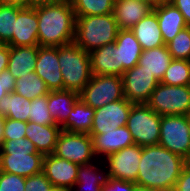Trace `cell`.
<instances>
[{
    "instance_id": "6da1fadb",
    "label": "cell",
    "mask_w": 190,
    "mask_h": 191,
    "mask_svg": "<svg viewBox=\"0 0 190 191\" xmlns=\"http://www.w3.org/2000/svg\"><path fill=\"white\" fill-rule=\"evenodd\" d=\"M187 163L183 157L159 144L144 146L135 184L153 191L172 190Z\"/></svg>"
},
{
    "instance_id": "7a4b0ae2",
    "label": "cell",
    "mask_w": 190,
    "mask_h": 191,
    "mask_svg": "<svg viewBox=\"0 0 190 191\" xmlns=\"http://www.w3.org/2000/svg\"><path fill=\"white\" fill-rule=\"evenodd\" d=\"M38 46L58 47L74 42L76 16L71 2L38 3Z\"/></svg>"
},
{
    "instance_id": "3957f363",
    "label": "cell",
    "mask_w": 190,
    "mask_h": 191,
    "mask_svg": "<svg viewBox=\"0 0 190 191\" xmlns=\"http://www.w3.org/2000/svg\"><path fill=\"white\" fill-rule=\"evenodd\" d=\"M44 155L25 138L3 140L0 146V171L22 177L43 172Z\"/></svg>"
},
{
    "instance_id": "277c9868",
    "label": "cell",
    "mask_w": 190,
    "mask_h": 191,
    "mask_svg": "<svg viewBox=\"0 0 190 191\" xmlns=\"http://www.w3.org/2000/svg\"><path fill=\"white\" fill-rule=\"evenodd\" d=\"M113 13L76 16L74 43L88 53L115 42L119 33Z\"/></svg>"
},
{
    "instance_id": "5b68a950",
    "label": "cell",
    "mask_w": 190,
    "mask_h": 191,
    "mask_svg": "<svg viewBox=\"0 0 190 191\" xmlns=\"http://www.w3.org/2000/svg\"><path fill=\"white\" fill-rule=\"evenodd\" d=\"M63 90L80 93L92 77L90 55L74 42L58 46Z\"/></svg>"
},
{
    "instance_id": "8992f818",
    "label": "cell",
    "mask_w": 190,
    "mask_h": 191,
    "mask_svg": "<svg viewBox=\"0 0 190 191\" xmlns=\"http://www.w3.org/2000/svg\"><path fill=\"white\" fill-rule=\"evenodd\" d=\"M161 116L146 103L133 104L126 122L135 144L144 147L158 145Z\"/></svg>"
},
{
    "instance_id": "52a82bcc",
    "label": "cell",
    "mask_w": 190,
    "mask_h": 191,
    "mask_svg": "<svg viewBox=\"0 0 190 191\" xmlns=\"http://www.w3.org/2000/svg\"><path fill=\"white\" fill-rule=\"evenodd\" d=\"M146 104L160 116L187 115L190 110V89L188 86L159 82Z\"/></svg>"
},
{
    "instance_id": "ba28073f",
    "label": "cell",
    "mask_w": 190,
    "mask_h": 191,
    "mask_svg": "<svg viewBox=\"0 0 190 191\" xmlns=\"http://www.w3.org/2000/svg\"><path fill=\"white\" fill-rule=\"evenodd\" d=\"M79 98L93 109L125 98L121 76L92 75Z\"/></svg>"
},
{
    "instance_id": "9c48e42d",
    "label": "cell",
    "mask_w": 190,
    "mask_h": 191,
    "mask_svg": "<svg viewBox=\"0 0 190 191\" xmlns=\"http://www.w3.org/2000/svg\"><path fill=\"white\" fill-rule=\"evenodd\" d=\"M159 145L190 162V123L187 115L161 116Z\"/></svg>"
},
{
    "instance_id": "30bf717a",
    "label": "cell",
    "mask_w": 190,
    "mask_h": 191,
    "mask_svg": "<svg viewBox=\"0 0 190 191\" xmlns=\"http://www.w3.org/2000/svg\"><path fill=\"white\" fill-rule=\"evenodd\" d=\"M53 154L79 165L88 164L97 159L93 152L92 137L88 133L65 130L59 133Z\"/></svg>"
},
{
    "instance_id": "8fae6325",
    "label": "cell",
    "mask_w": 190,
    "mask_h": 191,
    "mask_svg": "<svg viewBox=\"0 0 190 191\" xmlns=\"http://www.w3.org/2000/svg\"><path fill=\"white\" fill-rule=\"evenodd\" d=\"M142 147L133 144L107 156L104 164L108 178L136 182Z\"/></svg>"
},
{
    "instance_id": "7c38bea8",
    "label": "cell",
    "mask_w": 190,
    "mask_h": 191,
    "mask_svg": "<svg viewBox=\"0 0 190 191\" xmlns=\"http://www.w3.org/2000/svg\"><path fill=\"white\" fill-rule=\"evenodd\" d=\"M133 104L127 98H123L95 109L89 135L93 137L95 134L110 132L120 126H126Z\"/></svg>"
},
{
    "instance_id": "4fadbf2b",
    "label": "cell",
    "mask_w": 190,
    "mask_h": 191,
    "mask_svg": "<svg viewBox=\"0 0 190 191\" xmlns=\"http://www.w3.org/2000/svg\"><path fill=\"white\" fill-rule=\"evenodd\" d=\"M122 78L124 96L134 104L146 103L159 81L138 64L125 71Z\"/></svg>"
},
{
    "instance_id": "5bb4252c",
    "label": "cell",
    "mask_w": 190,
    "mask_h": 191,
    "mask_svg": "<svg viewBox=\"0 0 190 191\" xmlns=\"http://www.w3.org/2000/svg\"><path fill=\"white\" fill-rule=\"evenodd\" d=\"M79 164L57 157L44 155L43 173L57 190L69 191L77 181Z\"/></svg>"
},
{
    "instance_id": "9a60e30c",
    "label": "cell",
    "mask_w": 190,
    "mask_h": 191,
    "mask_svg": "<svg viewBox=\"0 0 190 191\" xmlns=\"http://www.w3.org/2000/svg\"><path fill=\"white\" fill-rule=\"evenodd\" d=\"M34 72L45 82L50 91L63 90V78L58 62V47L38 46Z\"/></svg>"
},
{
    "instance_id": "2e32d148",
    "label": "cell",
    "mask_w": 190,
    "mask_h": 191,
    "mask_svg": "<svg viewBox=\"0 0 190 191\" xmlns=\"http://www.w3.org/2000/svg\"><path fill=\"white\" fill-rule=\"evenodd\" d=\"M9 46L38 45L37 5L21 7L17 12L12 41Z\"/></svg>"
},
{
    "instance_id": "e0dca14e",
    "label": "cell",
    "mask_w": 190,
    "mask_h": 191,
    "mask_svg": "<svg viewBox=\"0 0 190 191\" xmlns=\"http://www.w3.org/2000/svg\"><path fill=\"white\" fill-rule=\"evenodd\" d=\"M93 152L97 159H105L117 151L135 144L127 126H120L110 132L92 137Z\"/></svg>"
},
{
    "instance_id": "ac0fdd59",
    "label": "cell",
    "mask_w": 190,
    "mask_h": 191,
    "mask_svg": "<svg viewBox=\"0 0 190 191\" xmlns=\"http://www.w3.org/2000/svg\"><path fill=\"white\" fill-rule=\"evenodd\" d=\"M108 175L103 159L79 165L77 181L69 191H101Z\"/></svg>"
},
{
    "instance_id": "d6986e66",
    "label": "cell",
    "mask_w": 190,
    "mask_h": 191,
    "mask_svg": "<svg viewBox=\"0 0 190 191\" xmlns=\"http://www.w3.org/2000/svg\"><path fill=\"white\" fill-rule=\"evenodd\" d=\"M89 55L92 75H123L119 64V47L115 42L101 46Z\"/></svg>"
},
{
    "instance_id": "ffe728a7",
    "label": "cell",
    "mask_w": 190,
    "mask_h": 191,
    "mask_svg": "<svg viewBox=\"0 0 190 191\" xmlns=\"http://www.w3.org/2000/svg\"><path fill=\"white\" fill-rule=\"evenodd\" d=\"M153 11L149 3L132 0H119L114 2L113 15L120 30L131 29L142 18Z\"/></svg>"
},
{
    "instance_id": "44dd1931",
    "label": "cell",
    "mask_w": 190,
    "mask_h": 191,
    "mask_svg": "<svg viewBox=\"0 0 190 191\" xmlns=\"http://www.w3.org/2000/svg\"><path fill=\"white\" fill-rule=\"evenodd\" d=\"M25 132V137L34 143L39 153L49 155L55 152L61 127L58 124L40 125L35 122L28 121Z\"/></svg>"
},
{
    "instance_id": "7402d4cb",
    "label": "cell",
    "mask_w": 190,
    "mask_h": 191,
    "mask_svg": "<svg viewBox=\"0 0 190 191\" xmlns=\"http://www.w3.org/2000/svg\"><path fill=\"white\" fill-rule=\"evenodd\" d=\"M159 29L165 45L169 43L181 30L188 27L184 16L172 4L154 6Z\"/></svg>"
},
{
    "instance_id": "603a6c76",
    "label": "cell",
    "mask_w": 190,
    "mask_h": 191,
    "mask_svg": "<svg viewBox=\"0 0 190 191\" xmlns=\"http://www.w3.org/2000/svg\"><path fill=\"white\" fill-rule=\"evenodd\" d=\"M38 45L10 46L7 69L17 79L34 72Z\"/></svg>"
},
{
    "instance_id": "cb8c5ba5",
    "label": "cell",
    "mask_w": 190,
    "mask_h": 191,
    "mask_svg": "<svg viewBox=\"0 0 190 191\" xmlns=\"http://www.w3.org/2000/svg\"><path fill=\"white\" fill-rule=\"evenodd\" d=\"M142 50L158 48L165 45L159 29L158 18L153 10L131 28Z\"/></svg>"
},
{
    "instance_id": "d4e9b609",
    "label": "cell",
    "mask_w": 190,
    "mask_h": 191,
    "mask_svg": "<svg viewBox=\"0 0 190 191\" xmlns=\"http://www.w3.org/2000/svg\"><path fill=\"white\" fill-rule=\"evenodd\" d=\"M115 45L119 47V64L123 72L138 64L143 50L131 29L119 30Z\"/></svg>"
},
{
    "instance_id": "484cf974",
    "label": "cell",
    "mask_w": 190,
    "mask_h": 191,
    "mask_svg": "<svg viewBox=\"0 0 190 191\" xmlns=\"http://www.w3.org/2000/svg\"><path fill=\"white\" fill-rule=\"evenodd\" d=\"M79 99V93L70 90L50 91L47 95L49 112L58 125H62Z\"/></svg>"
},
{
    "instance_id": "4316f807",
    "label": "cell",
    "mask_w": 190,
    "mask_h": 191,
    "mask_svg": "<svg viewBox=\"0 0 190 191\" xmlns=\"http://www.w3.org/2000/svg\"><path fill=\"white\" fill-rule=\"evenodd\" d=\"M173 60L166 45L158 48L143 50L138 65L143 67L150 74L161 82L166 69Z\"/></svg>"
},
{
    "instance_id": "83f0119b",
    "label": "cell",
    "mask_w": 190,
    "mask_h": 191,
    "mask_svg": "<svg viewBox=\"0 0 190 191\" xmlns=\"http://www.w3.org/2000/svg\"><path fill=\"white\" fill-rule=\"evenodd\" d=\"M95 109L89 107L80 98L74 104L66 121L60 126L61 130L77 133H90Z\"/></svg>"
},
{
    "instance_id": "f1b7e54d",
    "label": "cell",
    "mask_w": 190,
    "mask_h": 191,
    "mask_svg": "<svg viewBox=\"0 0 190 191\" xmlns=\"http://www.w3.org/2000/svg\"><path fill=\"white\" fill-rule=\"evenodd\" d=\"M31 100L11 92L0 100V116L28 122Z\"/></svg>"
},
{
    "instance_id": "f546056e",
    "label": "cell",
    "mask_w": 190,
    "mask_h": 191,
    "mask_svg": "<svg viewBox=\"0 0 190 191\" xmlns=\"http://www.w3.org/2000/svg\"><path fill=\"white\" fill-rule=\"evenodd\" d=\"M14 92L29 100H34L48 95L50 90L45 82L35 72H32L16 79Z\"/></svg>"
},
{
    "instance_id": "4dcf8cb0",
    "label": "cell",
    "mask_w": 190,
    "mask_h": 191,
    "mask_svg": "<svg viewBox=\"0 0 190 191\" xmlns=\"http://www.w3.org/2000/svg\"><path fill=\"white\" fill-rule=\"evenodd\" d=\"M189 78L190 61L173 59L160 83L171 86H188Z\"/></svg>"
},
{
    "instance_id": "1f68e13d",
    "label": "cell",
    "mask_w": 190,
    "mask_h": 191,
    "mask_svg": "<svg viewBox=\"0 0 190 191\" xmlns=\"http://www.w3.org/2000/svg\"><path fill=\"white\" fill-rule=\"evenodd\" d=\"M75 16L106 15L113 13V0H71Z\"/></svg>"
},
{
    "instance_id": "d6a6232c",
    "label": "cell",
    "mask_w": 190,
    "mask_h": 191,
    "mask_svg": "<svg viewBox=\"0 0 190 191\" xmlns=\"http://www.w3.org/2000/svg\"><path fill=\"white\" fill-rule=\"evenodd\" d=\"M21 7L9 3H0V43L9 44L13 38L17 12Z\"/></svg>"
},
{
    "instance_id": "836d02e7",
    "label": "cell",
    "mask_w": 190,
    "mask_h": 191,
    "mask_svg": "<svg viewBox=\"0 0 190 191\" xmlns=\"http://www.w3.org/2000/svg\"><path fill=\"white\" fill-rule=\"evenodd\" d=\"M166 46L173 59L190 61V27L181 30Z\"/></svg>"
},
{
    "instance_id": "e575fe53",
    "label": "cell",
    "mask_w": 190,
    "mask_h": 191,
    "mask_svg": "<svg viewBox=\"0 0 190 191\" xmlns=\"http://www.w3.org/2000/svg\"><path fill=\"white\" fill-rule=\"evenodd\" d=\"M29 121L35 122L40 125H54L56 122L53 120L47 103V95L37 97L31 100Z\"/></svg>"
},
{
    "instance_id": "d590c367",
    "label": "cell",
    "mask_w": 190,
    "mask_h": 191,
    "mask_svg": "<svg viewBox=\"0 0 190 191\" xmlns=\"http://www.w3.org/2000/svg\"><path fill=\"white\" fill-rule=\"evenodd\" d=\"M27 122L4 118L3 140L25 138Z\"/></svg>"
},
{
    "instance_id": "8d00e7d4",
    "label": "cell",
    "mask_w": 190,
    "mask_h": 191,
    "mask_svg": "<svg viewBox=\"0 0 190 191\" xmlns=\"http://www.w3.org/2000/svg\"><path fill=\"white\" fill-rule=\"evenodd\" d=\"M25 177L0 171V191H25Z\"/></svg>"
},
{
    "instance_id": "74e56055",
    "label": "cell",
    "mask_w": 190,
    "mask_h": 191,
    "mask_svg": "<svg viewBox=\"0 0 190 191\" xmlns=\"http://www.w3.org/2000/svg\"><path fill=\"white\" fill-rule=\"evenodd\" d=\"M25 191H57L43 172L25 179Z\"/></svg>"
},
{
    "instance_id": "f35d334b",
    "label": "cell",
    "mask_w": 190,
    "mask_h": 191,
    "mask_svg": "<svg viewBox=\"0 0 190 191\" xmlns=\"http://www.w3.org/2000/svg\"><path fill=\"white\" fill-rule=\"evenodd\" d=\"M16 78L5 69L0 74V100L8 93L14 92Z\"/></svg>"
},
{
    "instance_id": "ab89813d",
    "label": "cell",
    "mask_w": 190,
    "mask_h": 191,
    "mask_svg": "<svg viewBox=\"0 0 190 191\" xmlns=\"http://www.w3.org/2000/svg\"><path fill=\"white\" fill-rule=\"evenodd\" d=\"M135 183L108 178L101 191H132Z\"/></svg>"
},
{
    "instance_id": "60d3db41",
    "label": "cell",
    "mask_w": 190,
    "mask_h": 191,
    "mask_svg": "<svg viewBox=\"0 0 190 191\" xmlns=\"http://www.w3.org/2000/svg\"><path fill=\"white\" fill-rule=\"evenodd\" d=\"M175 191H190V162H188L178 178L175 188Z\"/></svg>"
},
{
    "instance_id": "b9f144b4",
    "label": "cell",
    "mask_w": 190,
    "mask_h": 191,
    "mask_svg": "<svg viewBox=\"0 0 190 191\" xmlns=\"http://www.w3.org/2000/svg\"><path fill=\"white\" fill-rule=\"evenodd\" d=\"M171 4L180 11L187 26L190 27V0H172Z\"/></svg>"
},
{
    "instance_id": "7bdbcfd3",
    "label": "cell",
    "mask_w": 190,
    "mask_h": 191,
    "mask_svg": "<svg viewBox=\"0 0 190 191\" xmlns=\"http://www.w3.org/2000/svg\"><path fill=\"white\" fill-rule=\"evenodd\" d=\"M9 49L10 46L7 44H2L0 46V74L7 69L9 62Z\"/></svg>"
},
{
    "instance_id": "ee69618b",
    "label": "cell",
    "mask_w": 190,
    "mask_h": 191,
    "mask_svg": "<svg viewBox=\"0 0 190 191\" xmlns=\"http://www.w3.org/2000/svg\"><path fill=\"white\" fill-rule=\"evenodd\" d=\"M4 3L18 5L20 7H35L40 0H2Z\"/></svg>"
},
{
    "instance_id": "f6af8a7d",
    "label": "cell",
    "mask_w": 190,
    "mask_h": 191,
    "mask_svg": "<svg viewBox=\"0 0 190 191\" xmlns=\"http://www.w3.org/2000/svg\"><path fill=\"white\" fill-rule=\"evenodd\" d=\"M172 0H151V5L158 6L162 4H171Z\"/></svg>"
},
{
    "instance_id": "bcb514c9",
    "label": "cell",
    "mask_w": 190,
    "mask_h": 191,
    "mask_svg": "<svg viewBox=\"0 0 190 191\" xmlns=\"http://www.w3.org/2000/svg\"><path fill=\"white\" fill-rule=\"evenodd\" d=\"M3 124H4V117L0 116V146L3 141Z\"/></svg>"
},
{
    "instance_id": "7dc6e473",
    "label": "cell",
    "mask_w": 190,
    "mask_h": 191,
    "mask_svg": "<svg viewBox=\"0 0 190 191\" xmlns=\"http://www.w3.org/2000/svg\"><path fill=\"white\" fill-rule=\"evenodd\" d=\"M42 3H66L71 2V0H40Z\"/></svg>"
},
{
    "instance_id": "c3c4849f",
    "label": "cell",
    "mask_w": 190,
    "mask_h": 191,
    "mask_svg": "<svg viewBox=\"0 0 190 191\" xmlns=\"http://www.w3.org/2000/svg\"><path fill=\"white\" fill-rule=\"evenodd\" d=\"M132 191H153V190L135 184Z\"/></svg>"
},
{
    "instance_id": "681fc988",
    "label": "cell",
    "mask_w": 190,
    "mask_h": 191,
    "mask_svg": "<svg viewBox=\"0 0 190 191\" xmlns=\"http://www.w3.org/2000/svg\"><path fill=\"white\" fill-rule=\"evenodd\" d=\"M132 1L143 2V3H149V4H151V0H132Z\"/></svg>"
},
{
    "instance_id": "f907efd6",
    "label": "cell",
    "mask_w": 190,
    "mask_h": 191,
    "mask_svg": "<svg viewBox=\"0 0 190 191\" xmlns=\"http://www.w3.org/2000/svg\"><path fill=\"white\" fill-rule=\"evenodd\" d=\"M187 118H188L189 123H190V110H189V113L187 114Z\"/></svg>"
}]
</instances>
